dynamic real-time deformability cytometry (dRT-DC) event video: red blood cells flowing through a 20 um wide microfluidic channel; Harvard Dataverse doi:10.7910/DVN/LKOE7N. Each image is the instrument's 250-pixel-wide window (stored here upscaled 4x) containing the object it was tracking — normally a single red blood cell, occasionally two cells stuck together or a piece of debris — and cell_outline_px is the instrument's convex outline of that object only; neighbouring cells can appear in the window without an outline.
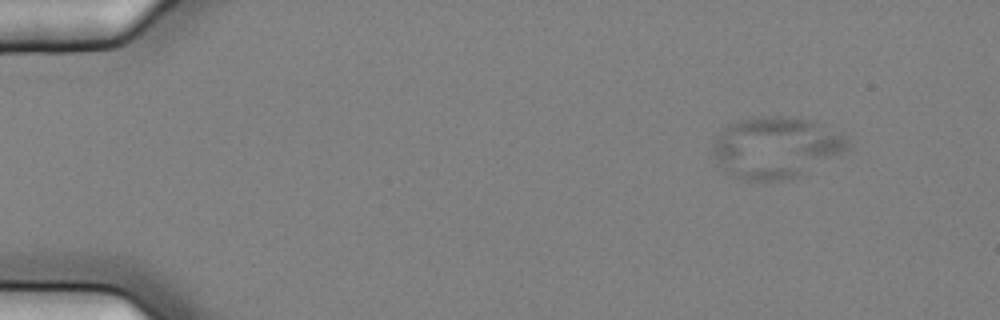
{"species": "common noctule bat (a hibernating species)", "species_latin": "Nyctalus noctula", "temperature_condition": "cold", "stored_images_in_passage": 15, "camera_frame_rate_fps": 3000, "um_per_image_px": 0.085, "animal": {"sex": "female", "body_mass_g": 25.1}, "frame": {"image": 1, "passage_image": 1, "time_ms": 0.0, "image_size_px": [1000, 320], "cell_outline_px": [[852, 148], [796, 176], [780, 180], [744, 180], [732, 176], [724, 168], [712, 152], [712, 148], [720, 132], [728, 124], [752, 116], [784, 116], [812, 120], [840, 132], [848, 136]], "centroid_in_image_um": [65.99, 12.5], "position_along_channel_um": 19.0, "area_um2": 47.86}}
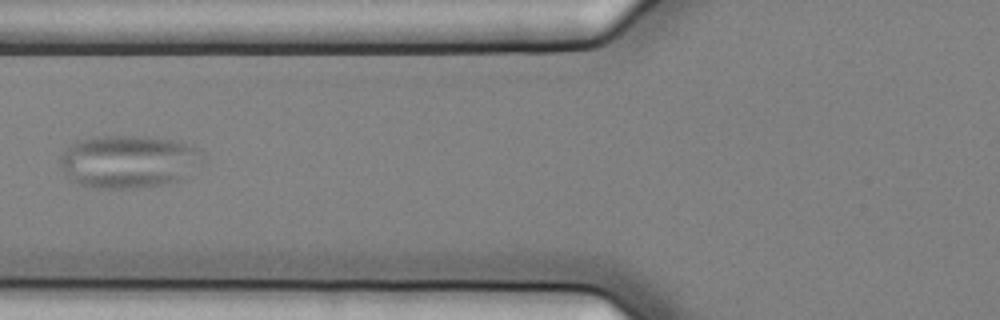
{"frame": {"image": 2, "passage_image": 5, "time_ms": 1.333, "image_size_px": [1000, 320], "cell_outline_px": [[204, 156], [180, 180], [160, 184], [128, 188], [100, 188], [80, 184], [72, 180], [60, 168], [60, 156], [76, 140], [96, 136], [148, 136], [176, 140], [200, 148]], "centroid_in_image_um": [10.9, 13.7], "position_along_channel_um": 114.9, "area_um2": 43.52}}
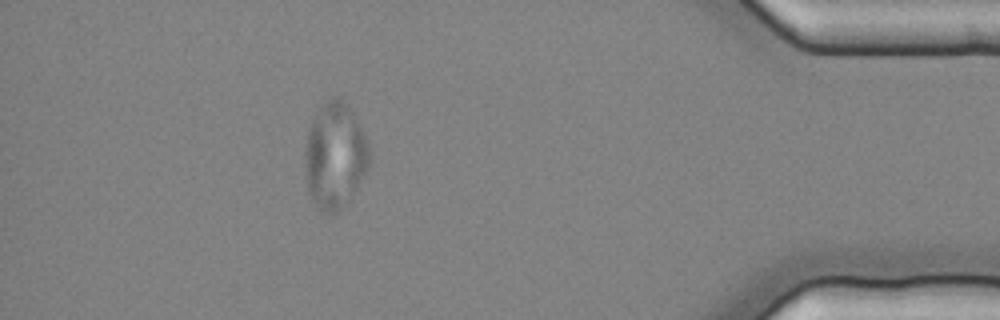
{"frame": {"image": 3, "passage_image": 13, "time_ms": 4.0, "image_size_px": [1000, 320], "cell_outline_px": [[372, 156], [356, 188], [340, 208], [336, 212], [320, 212], [312, 200], [308, 192], [304, 164], [304, 152], [308, 132], [312, 120], [320, 104], [324, 100], [332, 96], [340, 96], [348, 104], [368, 140], [372, 152]], "centroid_in_image_um": [28.45, 13.16], "position_along_channel_um": 406.7, "area_um2": 40.06}}